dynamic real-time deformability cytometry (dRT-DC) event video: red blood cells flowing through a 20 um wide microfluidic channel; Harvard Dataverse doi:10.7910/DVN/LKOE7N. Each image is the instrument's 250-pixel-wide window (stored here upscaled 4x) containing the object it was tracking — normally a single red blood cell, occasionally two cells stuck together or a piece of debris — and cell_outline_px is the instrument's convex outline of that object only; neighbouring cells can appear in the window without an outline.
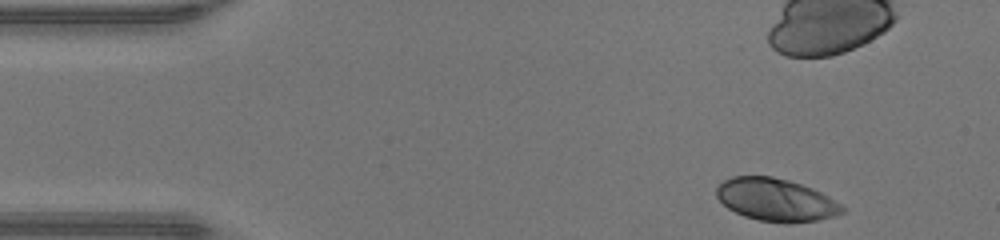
{"species": "human", "species_latin": "Homo sapiens", "temperature_condition": "warm", "stored_images_in_passage": 43, "camera_frame_rate_fps": 3000, "um_per_image_px": 0.085, "donor": {"sex": "male"}, "frame": {"image": 1, "passage_image": 1, "time_ms": 0.0, "image_size_px": [1000, 240], "cell_outline_px": [[844, 212], [836, 216], [816, 220], [788, 224], [784, 224], [760, 220], [744, 216], [728, 208], [716, 196], [716, 188], [724, 180], [732, 176], [772, 176], [788, 180], [812, 188], [828, 196], [840, 204], [844, 208]], "centroid_in_image_um": [65.95, 16.99], "position_along_channel_um": 19.0, "area_um2": 31.21}}
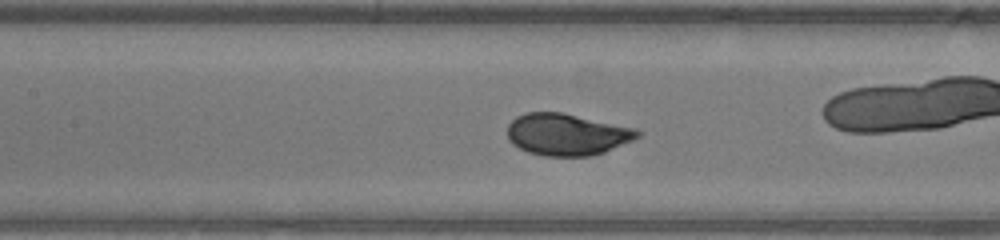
{"frame": {"image": 2, "passage_image": 17, "time_ms": 5.333, "image_size_px": [1000, 240], "cell_outline_px": [[644, 132], [640, 136], [632, 140], [604, 152], [592, 156], [544, 156], [528, 152], [512, 144], [508, 140], [508, 124], [516, 116], [524, 112], [560, 112], [636, 128]], "centroid_in_image_um": [48.18, 11.42], "position_along_channel_um": 159.2, "area_um2": 31.79}}
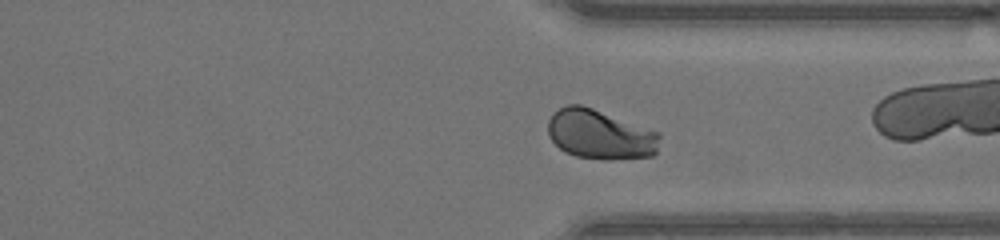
{"frame": {"image": 3, "passage_image": 31, "time_ms": 10.0, "image_size_px": [1000, 240], "cell_outline_px": [[660, 136], [656, 152], [652, 156], [612, 160], [604, 160], [576, 156], [564, 152], [548, 136], [548, 120], [560, 108], [568, 104], [580, 104], [592, 108], [660, 132]], "centroid_in_image_um": [51.01, 11.44], "position_along_channel_um": 360.4, "area_um2": 32.31}, "authors_computed_cell_mechanics": {"area_um2": 31.8478, "velocity_mm_per_s": 4.3196, "shape_relaxation_time_tau1_ms": 2.368, "shape_relaxation_time_tau2_ms": null, "deformation_change_tau1": 0.1404, "deformation_change_tau2": null}}